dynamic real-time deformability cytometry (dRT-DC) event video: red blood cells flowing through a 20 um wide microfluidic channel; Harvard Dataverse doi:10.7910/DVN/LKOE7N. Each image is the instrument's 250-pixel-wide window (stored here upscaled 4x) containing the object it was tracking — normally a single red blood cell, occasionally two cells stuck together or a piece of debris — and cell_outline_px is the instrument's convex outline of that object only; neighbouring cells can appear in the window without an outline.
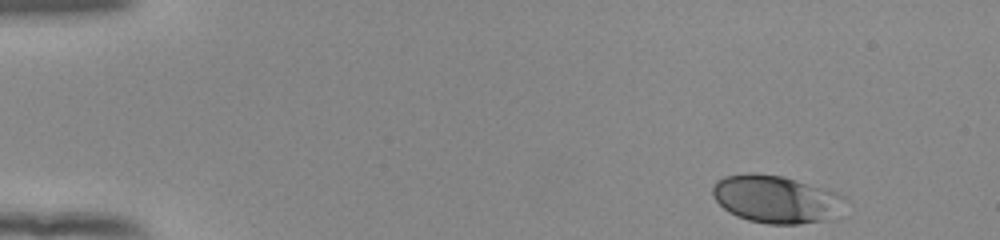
{"species": "human", "species_latin": "Homo sapiens", "temperature_condition": "room temperature", "stored_images_in_passage": 49, "camera_frame_rate_fps": 3000, "um_per_image_px": 0.085, "donor": {"sex": "female"}, "frame": {"image": 1, "passage_image": 1, "time_ms": 0.0, "image_size_px": [1000, 240], "cell_outline_px": [[844, 196], [820, 220], [796, 224], [768, 224], [748, 220], [736, 216], [728, 212], [712, 196], [712, 188], [716, 180], [724, 176], [748, 172], [784, 176], [836, 192]], "centroid_in_image_um": [65.73, 16.88], "position_along_channel_um": 19.3, "area_um2": 35.43}}
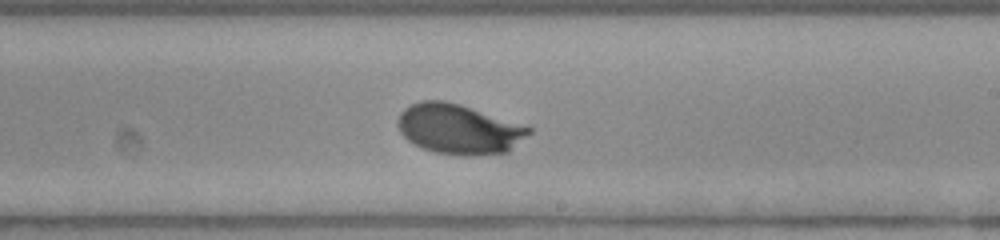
{"frame": {"image": 2, "passage_image": 28, "time_ms": 9.0, "image_size_px": [1000, 240], "cell_outline_px": [[532, 132], [508, 152], [476, 156], [460, 156], [436, 152], [424, 148], [408, 140], [400, 132], [396, 124], [396, 120], [400, 112], [404, 108], [420, 100], [444, 100], [460, 104], [532, 128]], "centroid_in_image_um": [38.98, 10.98], "position_along_channel_um": 250.0, "area_um2": 38.15}}
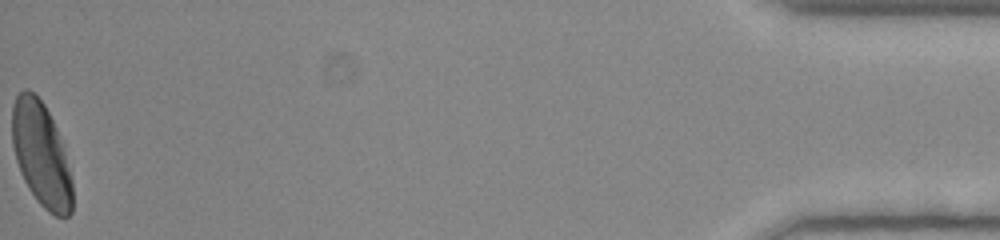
{"frame": {"image": 3, "passage_image": 49, "time_ms": 16.0, "image_size_px": [1000, 240], "cell_outline_px": [[72, 212], [68, 216], [56, 216], [48, 212], [40, 204], [28, 188], [20, 172], [16, 160], [12, 144], [12, 104], [16, 96], [24, 88], [28, 88], [44, 104], [56, 128], [64, 152], [72, 180]], "centroid_in_image_um": [3.48, 13.13], "position_along_channel_um": 431.7, "area_um2": 36.3}, "authors_computed_cell_mechanics": {"area_um2": 36.3562, "velocity_mm_per_s": 3.8821, "shape_relaxation_time_tau1_ms": 2.4482, "shape_relaxation_time_tau2_ms": null, "deformation_change_tau1": 0.1506, "deformation_change_tau2": null}}